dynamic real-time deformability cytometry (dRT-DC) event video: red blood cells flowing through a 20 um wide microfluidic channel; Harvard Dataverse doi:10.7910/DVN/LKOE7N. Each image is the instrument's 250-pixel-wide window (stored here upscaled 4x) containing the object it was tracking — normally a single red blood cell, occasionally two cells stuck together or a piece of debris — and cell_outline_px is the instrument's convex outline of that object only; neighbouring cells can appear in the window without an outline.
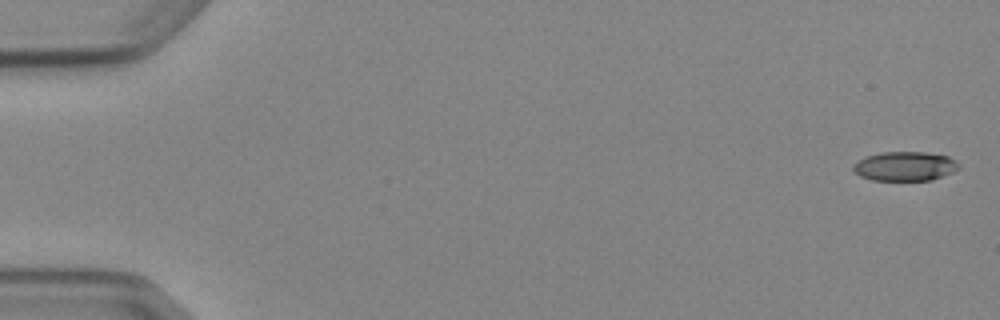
{"species": "Egyptian fruit bat (a non-hibernating species)", "species_latin": "Rousettus aegyptiacus", "temperature_condition": "cold", "stored_images_in_passage": 5, "camera_frame_rate_fps": 3000, "um_per_image_px": 0.085, "animal": {"sex": "female"}, "frame": {"image": 1, "passage_image": 1, "time_ms": 0.0, "image_size_px": [1000, 320], "cell_outline_px": [[960, 168], [952, 172], [932, 180], [872, 180], [860, 176], [852, 168], [852, 164], [864, 156], [880, 152], [928, 152], [948, 156], [956, 160], [960, 164]], "centroid_in_image_um": [76.92, 14.12], "position_along_channel_um": 8.1, "area_um2": 18.21}}
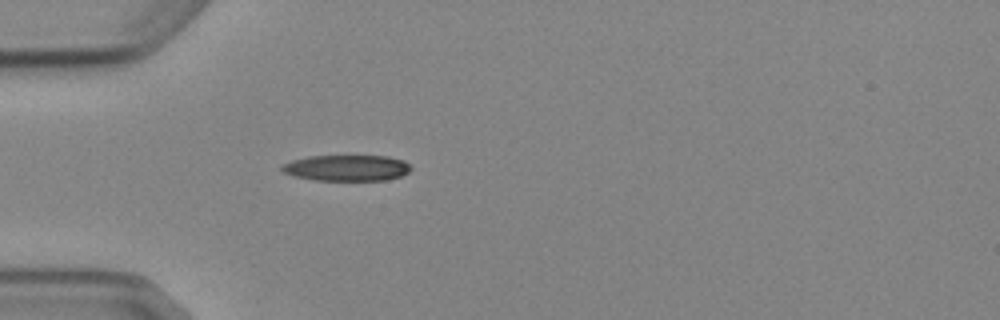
{"frame": {"image": 2, "passage_image": 5, "time_ms": 5.0, "image_size_px": [1000, 320], "cell_outline_px": [[412, 168], [408, 172], [400, 176], [388, 180], [316, 180], [296, 176], [284, 172], [280, 168], [284, 164], [292, 160], [308, 156], [388, 156], [404, 160]], "centroid_in_image_um": [29.51, 14.27], "position_along_channel_um": 55.5, "area_um2": 19.42}}